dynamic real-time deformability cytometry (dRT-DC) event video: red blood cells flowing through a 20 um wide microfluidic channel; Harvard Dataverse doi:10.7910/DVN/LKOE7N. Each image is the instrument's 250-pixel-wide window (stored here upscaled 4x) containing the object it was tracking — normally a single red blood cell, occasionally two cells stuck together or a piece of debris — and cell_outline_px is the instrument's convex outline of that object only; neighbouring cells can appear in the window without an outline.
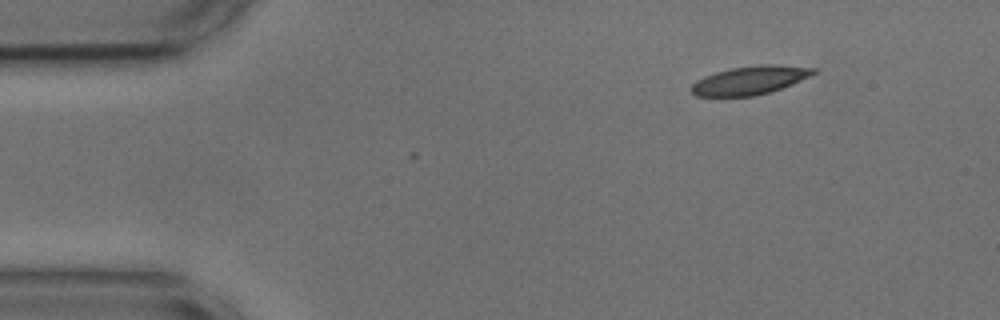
{"species": "common noctule bat (a hibernating species)", "species_latin": "Nyctalus noctula", "temperature_condition": "cold", "stored_images_in_passage": 50, "camera_frame_rate_fps": 3000, "um_per_image_px": 0.085, "animal": {"sex": "male", "body_mass_g": 17.9, "forearm_length_mm": 54.2}, "frame": {"image": 1, "passage_image": 1, "time_ms": 0.0, "image_size_px": [1000, 320], "cell_outline_px": [[816, 72], [792, 84], [756, 96], [696, 96], [692, 92], [692, 84], [696, 80], [704, 76], [716, 72], [732, 68], [760, 64], [776, 64], [816, 68]], "centroid_in_image_um": [63.73, 6.81], "position_along_channel_um": 21.3, "area_um2": 20.06}}
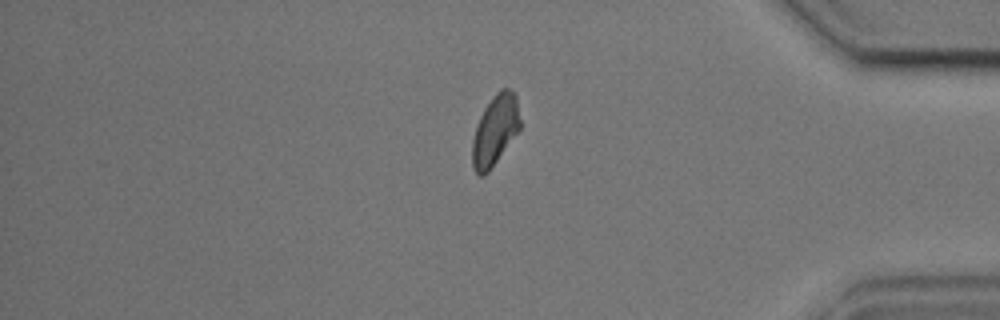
{"frame": {"image": 2, "passage_image": 40, "time_ms": 13.0, "image_size_px": [1000, 320], "cell_outline_px": [[520, 128], [488, 172], [484, 176], [480, 176], [472, 168], [472, 140], [480, 116], [484, 108], [496, 92], [500, 88], [508, 88], [516, 92], [520, 120]], "centroid_in_image_um": [42.08, 11.04], "position_along_channel_um": 393.1, "area_um2": 19.48}}
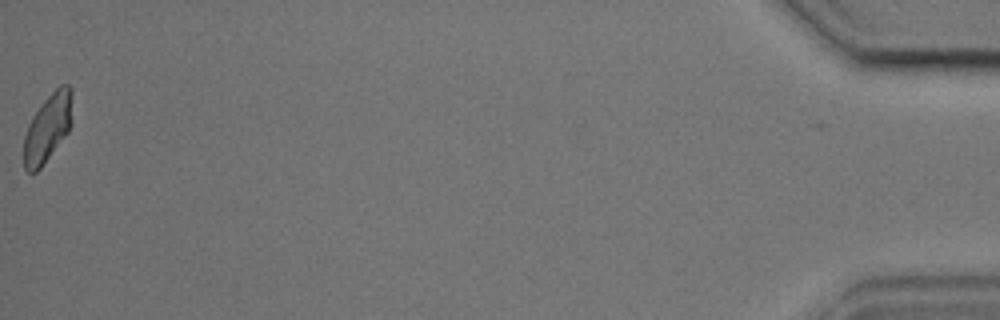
{"frame": {"image": 3, "passage_image": 49, "time_ms": 16.0, "image_size_px": [1000, 320], "cell_outline_px": [[72, 120], [68, 132], [40, 168], [36, 172], [28, 172], [24, 168], [24, 136], [28, 124], [32, 116], [44, 100], [60, 84], [68, 84], [72, 88]], "centroid_in_image_um": [4.06, 10.84], "position_along_channel_um": 431.1, "area_um2": 19.19}, "authors_computed_cell_mechanics": {"area_um2": 20.23, "velocity_mm_per_s": 3.6402, "shape_relaxation_time_tau1_ms": null, "shape_relaxation_time_tau2_ms": 2.1302, "deformation_change_tau1": null, "deformation_change_tau2": 0.0745}}